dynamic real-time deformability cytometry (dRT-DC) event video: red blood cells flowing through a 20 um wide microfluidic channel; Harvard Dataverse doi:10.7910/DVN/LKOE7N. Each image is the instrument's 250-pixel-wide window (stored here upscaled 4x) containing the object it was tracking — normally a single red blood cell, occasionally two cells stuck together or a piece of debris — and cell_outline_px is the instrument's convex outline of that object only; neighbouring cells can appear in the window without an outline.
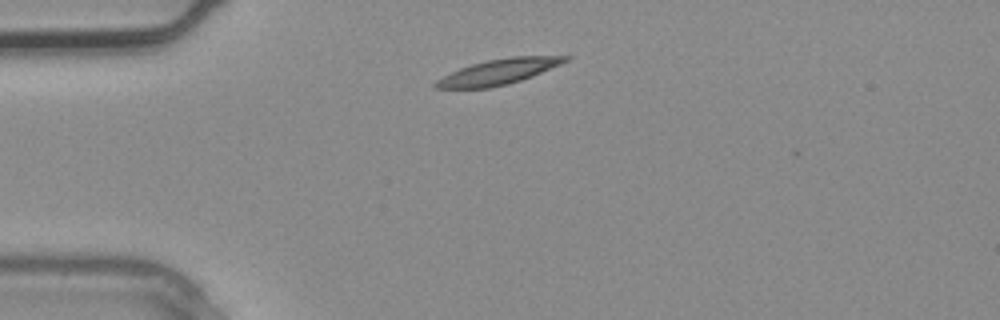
{"species": "common noctule bat (a hibernating species)", "species_latin": "Nyctalus noctula", "temperature_condition": "warm", "stored_images_in_passage": 1, "camera_frame_rate_fps": 3000, "um_per_image_px": 0.085, "animal": {"sex": "male", "body_mass_g": 20.4}, "frame": {"image": 1, "passage_image": 1, "time_ms": 0.0, "image_size_px": [1000, 320], "cell_outline_px": [[572, 56], [568, 60], [560, 64], [532, 76], [508, 84], [488, 88], [432, 88], [432, 84], [436, 80], [460, 68], [472, 64], [488, 60], [512, 56]], "centroid_in_image_um": [42.34, 6.1], "position_along_channel_um": 42.7, "area_um2": 18.9}}